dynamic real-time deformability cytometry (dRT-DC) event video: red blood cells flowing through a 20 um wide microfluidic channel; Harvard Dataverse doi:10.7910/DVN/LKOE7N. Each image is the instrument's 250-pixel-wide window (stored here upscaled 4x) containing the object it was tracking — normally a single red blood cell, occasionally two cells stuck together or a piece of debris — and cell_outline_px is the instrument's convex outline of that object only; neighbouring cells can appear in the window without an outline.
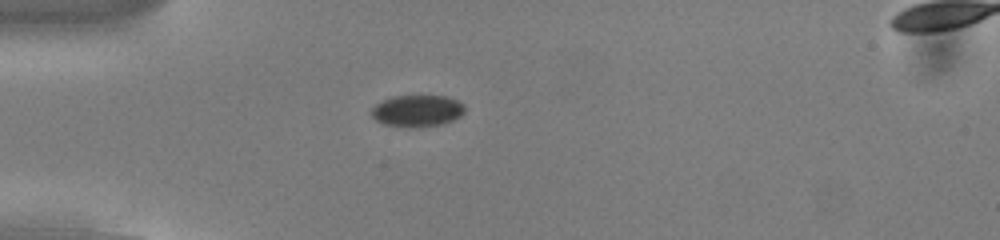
{"species": "common noctule bat (a hibernating species)", "species_latin": "Nyctalus noctula", "temperature_condition": "cold", "stored_images_in_passage": 54, "camera_frame_rate_fps": 3000, "um_per_image_px": 0.085, "animal": {"sex": "male", "body_mass_g": 13.0, "forearm_length_mm": 53.1}, "frame": {"image": 1, "passage_image": 16, "time_ms": 5.0, "image_size_px": [1000, 240], "cell_outline_px": [[464, 112], [460, 116], [444, 124], [412, 128], [384, 124], [376, 120], [372, 116], [372, 108], [376, 104], [392, 96], [448, 96], [464, 104]], "centroid_in_image_um": [35.48, 9.42], "position_along_channel_um": 49.5, "area_um2": 17.22}}
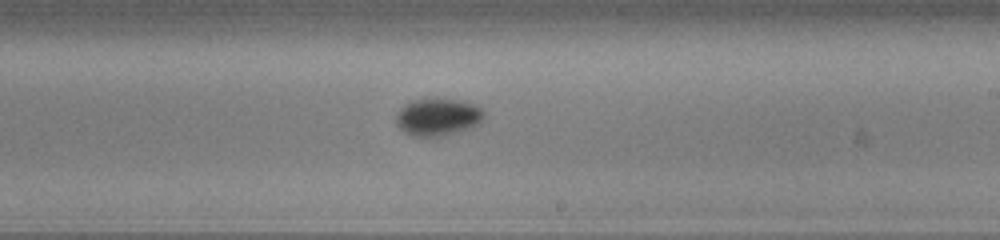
{"frame": {"image": 2, "passage_image": 33, "time_ms": 10.667, "image_size_px": [1000, 240], "cell_outline_px": [[484, 120], [480, 124], [444, 136], [412, 136], [404, 132], [396, 124], [396, 116], [400, 108], [404, 104], [412, 100], [460, 100], [476, 104], [484, 112]], "centroid_in_image_um": [37.23, 9.96], "position_along_channel_um": 251.8, "area_um2": 19.02}}
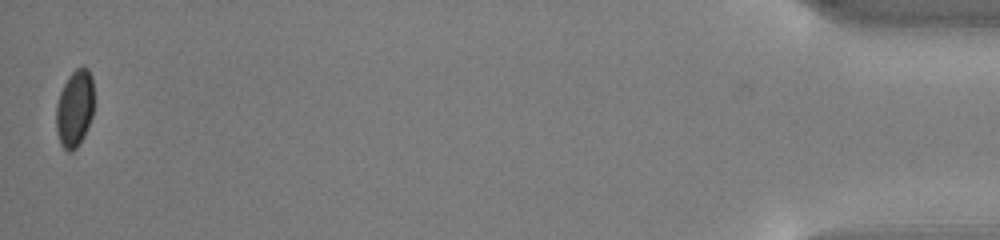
{"frame": {"image": 3, "passage_image": 54, "time_ms": 17.667, "image_size_px": [1000, 240], "cell_outline_px": [[92, 116], [84, 136], [76, 148], [72, 152], [68, 152], [60, 144], [56, 128], [56, 104], [60, 92], [64, 84], [72, 72], [76, 68], [88, 68], [92, 76]], "centroid_in_image_um": [6.33, 9.24], "position_along_channel_um": 428.9, "area_um2": 16.82}, "authors_computed_cell_mechanics": {"area_um2": 17.7157, "velocity_mm_per_s": 3.8474, "shape_relaxation_time_tau1_ms": 1.6484, "shape_relaxation_time_tau2_ms": null, "deformation_change_tau1": 0.0484, "deformation_change_tau2": null}}